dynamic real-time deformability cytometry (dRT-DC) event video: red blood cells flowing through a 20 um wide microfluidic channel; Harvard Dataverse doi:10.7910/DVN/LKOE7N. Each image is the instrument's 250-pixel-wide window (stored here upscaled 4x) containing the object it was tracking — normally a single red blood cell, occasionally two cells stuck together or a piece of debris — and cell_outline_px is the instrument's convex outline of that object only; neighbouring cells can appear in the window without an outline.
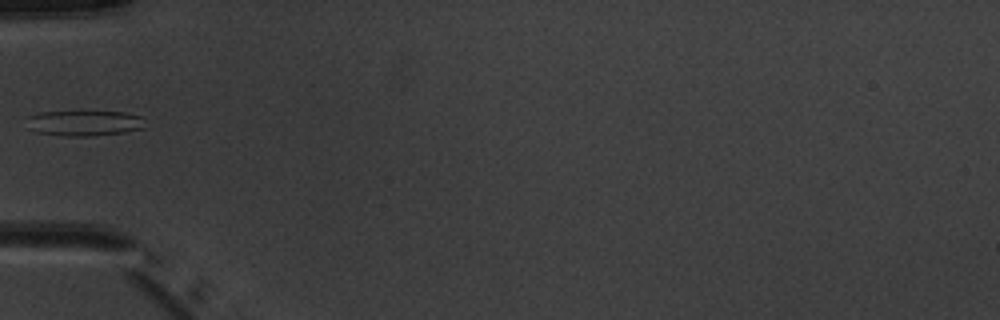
{"species": "common noctule bat (a hibernating species)", "species_latin": "Nyctalus noctula", "temperature_condition": "warm", "stored_images_in_passage": 4, "camera_frame_rate_fps": 3000, "um_per_image_px": 0.085, "animal": {"sex": "male", "body_mass_g": 20.1, "forearm_length_mm": 53.5}, "frame": {"image": 1, "passage_image": 4, "time_ms": 4.333, "image_size_px": [1000, 320], "cell_outline_px": [[144, 128], [124, 132], [92, 136], [68, 136], [36, 132], [28, 128], [28, 116], [40, 112], [124, 112], [140, 116]], "centroid_in_image_um": [7.13, 10.47], "position_along_channel_um": 77.9, "area_um2": 17.28}}